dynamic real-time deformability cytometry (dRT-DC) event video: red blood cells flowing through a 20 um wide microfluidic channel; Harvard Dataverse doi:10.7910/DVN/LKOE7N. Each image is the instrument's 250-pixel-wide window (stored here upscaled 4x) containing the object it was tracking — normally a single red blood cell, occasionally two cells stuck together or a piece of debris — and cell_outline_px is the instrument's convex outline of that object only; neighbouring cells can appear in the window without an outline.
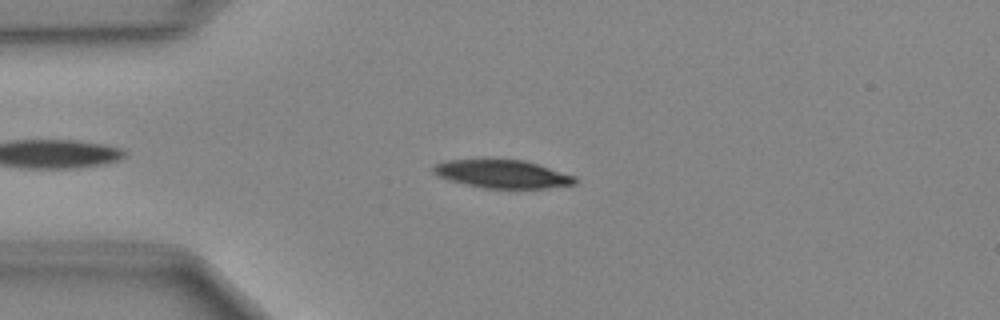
{"species": "Egyptian fruit bat (a non-hibernating species)", "species_latin": "Rousettus aegyptiacus", "temperature_condition": "cold", "stored_images_in_passage": 40, "camera_frame_rate_fps": 3000, "um_per_image_px": 0.085, "animal": {"sex": "female"}, "frame": {"image": 1, "passage_image": 7, "time_ms": 2.0, "image_size_px": [1000, 320], "cell_outline_px": [[576, 184], [544, 188], [484, 188], [452, 180], [440, 176], [432, 172], [432, 168], [436, 164], [444, 160], [488, 156], [524, 160], [576, 176]], "centroid_in_image_um": [42.66, 14.73], "position_along_channel_um": 42.3, "area_um2": 23.93}}
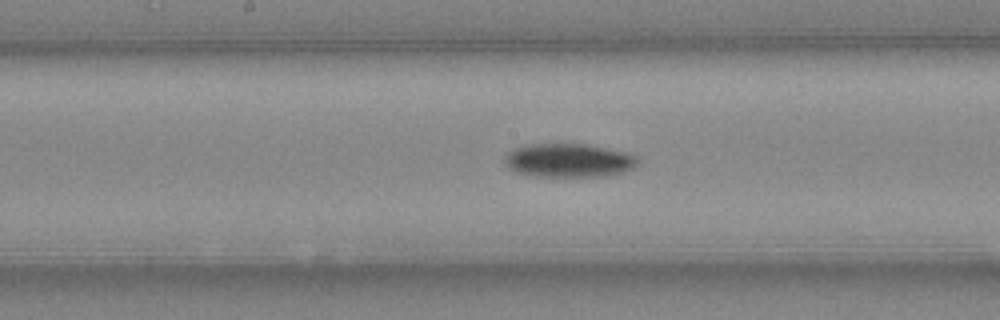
{"frame": {"image": 2, "passage_image": 20, "time_ms": 6.333, "image_size_px": [1000, 320], "cell_outline_px": [[640, 160], [632, 168], [620, 172], [604, 176], [536, 176], [516, 172], [508, 168], [504, 164], [504, 156], [508, 152], [524, 144], [584, 144], [604, 148], [636, 156]], "centroid_in_image_um": [48.26, 13.63], "position_along_channel_um": 199.9, "area_um2": 25.78}}
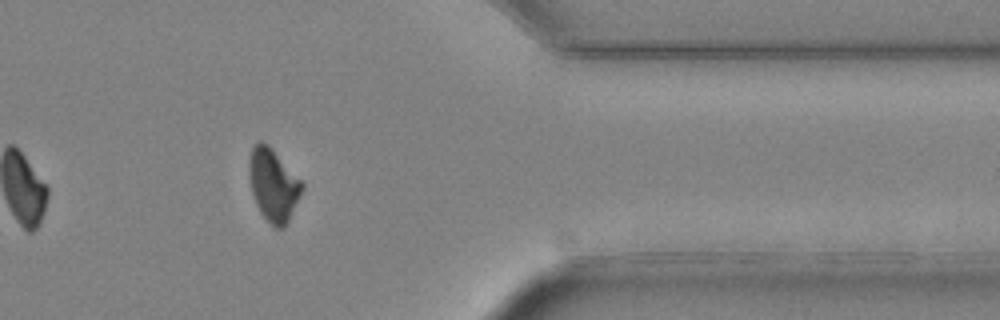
{"frame": {"image": 3, "passage_image": 35, "time_ms": 11.333, "image_size_px": [1000, 320], "cell_outline_px": [[304, 188], [284, 228], [276, 228], [260, 212], [256, 204], [252, 192], [248, 172], [248, 160], [252, 148], [260, 140], [268, 144], [304, 184]], "centroid_in_image_um": [23.21, 15.7], "position_along_channel_um": 388.2, "area_um2": 22.02}}